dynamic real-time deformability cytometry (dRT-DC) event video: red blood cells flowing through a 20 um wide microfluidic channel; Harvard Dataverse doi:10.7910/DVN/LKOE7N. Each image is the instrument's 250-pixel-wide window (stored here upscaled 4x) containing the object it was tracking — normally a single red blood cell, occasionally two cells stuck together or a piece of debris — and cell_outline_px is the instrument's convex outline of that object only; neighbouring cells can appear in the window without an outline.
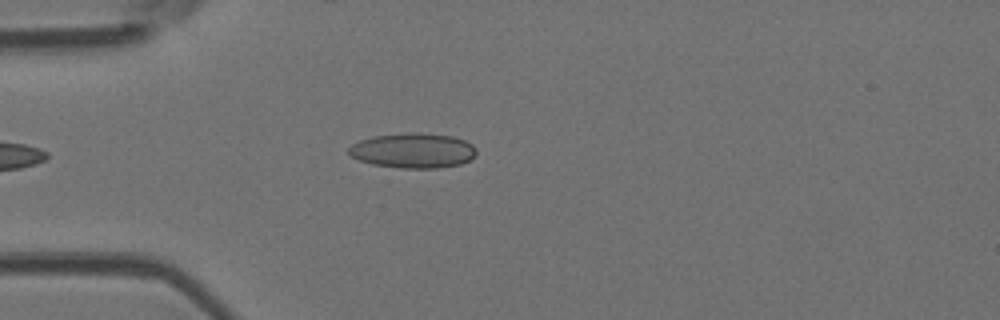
{"species": "Egyptian fruit bat (a non-hibernating species)", "species_latin": "Rousettus aegyptiacus", "temperature_condition": "room temperature", "stored_images_in_passage": 4, "camera_frame_rate_fps": 3000, "um_per_image_px": 0.085, "animal": {"sex": "female"}, "frame": {"image": 1, "passage_image": 4, "time_ms": 1.0, "image_size_px": [1000, 320], "cell_outline_px": [[476, 152], [468, 160], [460, 164], [436, 168], [400, 168], [372, 164], [360, 160], [352, 156], [348, 152], [348, 148], [352, 144], [360, 140], [376, 136], [408, 132], [420, 132], [452, 136], [464, 140], [472, 144], [476, 148]], "centroid_in_image_um": [35.1, 12.79], "position_along_channel_um": 49.9, "area_um2": 25.89}}